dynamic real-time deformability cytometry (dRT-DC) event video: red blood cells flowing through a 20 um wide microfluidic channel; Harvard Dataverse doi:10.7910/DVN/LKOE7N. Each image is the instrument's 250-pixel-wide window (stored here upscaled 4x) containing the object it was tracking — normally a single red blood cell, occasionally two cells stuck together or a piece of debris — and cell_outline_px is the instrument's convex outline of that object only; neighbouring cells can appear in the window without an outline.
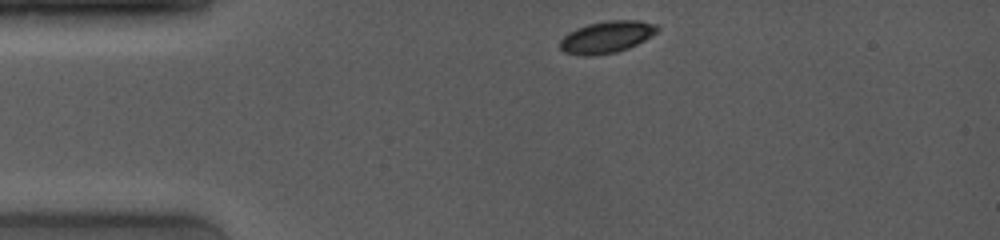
{"species": "common noctule bat (a hibernating species)", "species_latin": "Nyctalus noctula", "temperature_condition": "room temperature", "stored_images_in_passage": 61, "camera_frame_rate_fps": 4000, "um_per_image_px": 0.085, "animal": {"sex": "female", "body_mass_g": 19.0, "forearm_length_mm": 53.3}, "frame": {"image": 1, "passage_image": 1, "time_ms": 0.0, "image_size_px": [1000, 240], "cell_outline_px": [[660, 28], [656, 32], [644, 40], [628, 48], [616, 52], [588, 56], [564, 52], [560, 48], [560, 40], [568, 32], [576, 28], [588, 24], [608, 20], [640, 20], [656, 24]], "centroid_in_image_um": [51.56, 3.13], "position_along_channel_um": 33.4, "area_um2": 17.98}}
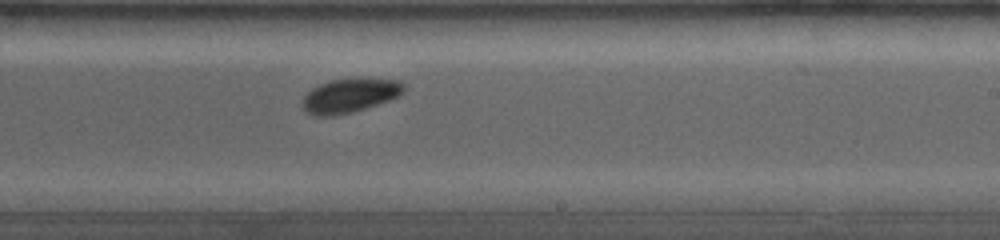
{"frame": {"image": 2, "passage_image": 30, "time_ms": 6.75, "image_size_px": [1000, 240], "cell_outline_px": [[404, 92], [400, 96], [352, 112], [332, 116], [316, 116], [308, 112], [304, 108], [304, 96], [312, 88], [320, 84], [332, 80], [360, 76], [400, 80], [404, 84]], "centroid_in_image_um": [29.79, 8.07], "position_along_channel_um": 259.2, "area_um2": 20.35}}
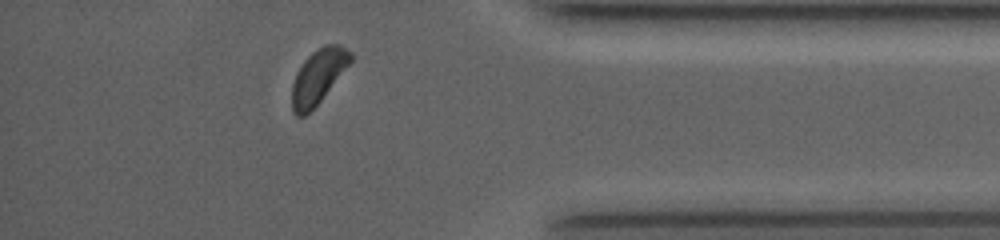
{"frame": {"image": 3, "passage_image": 52, "time_ms": 10.75, "image_size_px": [1000, 240], "cell_outline_px": [[352, 60], [320, 100], [304, 116], [296, 116], [292, 112], [292, 84], [296, 72], [304, 60], [312, 52], [324, 44], [340, 44], [352, 52]], "centroid_in_image_um": [27.03, 6.47], "position_along_channel_um": 408.2, "area_um2": 18.26}, "authors_computed_cell_mechanics": {"area_um2": 19.1896, "velocity_mm_per_s": 4.0032, "shape_relaxation_time_tau1_ms": 1.4563, "shape_relaxation_time_tau2_ms": 8.7962, "deformation_change_tau1": 0.0741, "deformation_change_tau2": 0.0808}}